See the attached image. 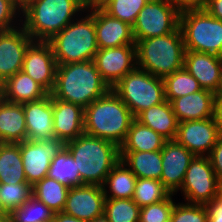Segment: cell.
<instances>
[{
  "label": "cell",
  "mask_w": 222,
  "mask_h": 222,
  "mask_svg": "<svg viewBox=\"0 0 222 222\" xmlns=\"http://www.w3.org/2000/svg\"><path fill=\"white\" fill-rule=\"evenodd\" d=\"M135 119L167 140L176 138L178 121L168 100L142 111Z\"/></svg>",
  "instance_id": "cell-24"
},
{
  "label": "cell",
  "mask_w": 222,
  "mask_h": 222,
  "mask_svg": "<svg viewBox=\"0 0 222 222\" xmlns=\"http://www.w3.org/2000/svg\"><path fill=\"white\" fill-rule=\"evenodd\" d=\"M165 98L171 102L175 98L202 90L199 82L183 67L164 79Z\"/></svg>",
  "instance_id": "cell-32"
},
{
  "label": "cell",
  "mask_w": 222,
  "mask_h": 222,
  "mask_svg": "<svg viewBox=\"0 0 222 222\" xmlns=\"http://www.w3.org/2000/svg\"><path fill=\"white\" fill-rule=\"evenodd\" d=\"M20 11L16 0H0V31L11 30L21 25Z\"/></svg>",
  "instance_id": "cell-40"
},
{
  "label": "cell",
  "mask_w": 222,
  "mask_h": 222,
  "mask_svg": "<svg viewBox=\"0 0 222 222\" xmlns=\"http://www.w3.org/2000/svg\"><path fill=\"white\" fill-rule=\"evenodd\" d=\"M4 100L3 83L0 82V103Z\"/></svg>",
  "instance_id": "cell-52"
},
{
  "label": "cell",
  "mask_w": 222,
  "mask_h": 222,
  "mask_svg": "<svg viewBox=\"0 0 222 222\" xmlns=\"http://www.w3.org/2000/svg\"><path fill=\"white\" fill-rule=\"evenodd\" d=\"M205 206L208 210V222H222V193Z\"/></svg>",
  "instance_id": "cell-42"
},
{
  "label": "cell",
  "mask_w": 222,
  "mask_h": 222,
  "mask_svg": "<svg viewBox=\"0 0 222 222\" xmlns=\"http://www.w3.org/2000/svg\"><path fill=\"white\" fill-rule=\"evenodd\" d=\"M94 25L99 49L135 44L132 26L110 16L102 8L94 9Z\"/></svg>",
  "instance_id": "cell-20"
},
{
  "label": "cell",
  "mask_w": 222,
  "mask_h": 222,
  "mask_svg": "<svg viewBox=\"0 0 222 222\" xmlns=\"http://www.w3.org/2000/svg\"><path fill=\"white\" fill-rule=\"evenodd\" d=\"M104 215L110 222H139L140 207L132 199L106 198Z\"/></svg>",
  "instance_id": "cell-35"
},
{
  "label": "cell",
  "mask_w": 222,
  "mask_h": 222,
  "mask_svg": "<svg viewBox=\"0 0 222 222\" xmlns=\"http://www.w3.org/2000/svg\"><path fill=\"white\" fill-rule=\"evenodd\" d=\"M164 222H173V219L171 217H169L166 221Z\"/></svg>",
  "instance_id": "cell-54"
},
{
  "label": "cell",
  "mask_w": 222,
  "mask_h": 222,
  "mask_svg": "<svg viewBox=\"0 0 222 222\" xmlns=\"http://www.w3.org/2000/svg\"><path fill=\"white\" fill-rule=\"evenodd\" d=\"M178 191L183 194L184 202L203 205L222 193V183L216 177L208 156L193 158Z\"/></svg>",
  "instance_id": "cell-10"
},
{
  "label": "cell",
  "mask_w": 222,
  "mask_h": 222,
  "mask_svg": "<svg viewBox=\"0 0 222 222\" xmlns=\"http://www.w3.org/2000/svg\"><path fill=\"white\" fill-rule=\"evenodd\" d=\"M57 63L48 41H33L25 52L22 71L48 93L55 86Z\"/></svg>",
  "instance_id": "cell-14"
},
{
  "label": "cell",
  "mask_w": 222,
  "mask_h": 222,
  "mask_svg": "<svg viewBox=\"0 0 222 222\" xmlns=\"http://www.w3.org/2000/svg\"><path fill=\"white\" fill-rule=\"evenodd\" d=\"M218 99L210 90L198 92L173 99L170 103L178 122L202 120L218 114Z\"/></svg>",
  "instance_id": "cell-18"
},
{
  "label": "cell",
  "mask_w": 222,
  "mask_h": 222,
  "mask_svg": "<svg viewBox=\"0 0 222 222\" xmlns=\"http://www.w3.org/2000/svg\"><path fill=\"white\" fill-rule=\"evenodd\" d=\"M53 129L55 138L64 143L84 134V108L53 98Z\"/></svg>",
  "instance_id": "cell-21"
},
{
  "label": "cell",
  "mask_w": 222,
  "mask_h": 222,
  "mask_svg": "<svg viewBox=\"0 0 222 222\" xmlns=\"http://www.w3.org/2000/svg\"><path fill=\"white\" fill-rule=\"evenodd\" d=\"M120 158L137 178L156 179L162 175L160 151H120Z\"/></svg>",
  "instance_id": "cell-26"
},
{
  "label": "cell",
  "mask_w": 222,
  "mask_h": 222,
  "mask_svg": "<svg viewBox=\"0 0 222 222\" xmlns=\"http://www.w3.org/2000/svg\"><path fill=\"white\" fill-rule=\"evenodd\" d=\"M203 8L214 18L222 21V0H206Z\"/></svg>",
  "instance_id": "cell-44"
},
{
  "label": "cell",
  "mask_w": 222,
  "mask_h": 222,
  "mask_svg": "<svg viewBox=\"0 0 222 222\" xmlns=\"http://www.w3.org/2000/svg\"><path fill=\"white\" fill-rule=\"evenodd\" d=\"M9 218V214L6 212V210L2 207V204L0 202V219H7Z\"/></svg>",
  "instance_id": "cell-48"
},
{
  "label": "cell",
  "mask_w": 222,
  "mask_h": 222,
  "mask_svg": "<svg viewBox=\"0 0 222 222\" xmlns=\"http://www.w3.org/2000/svg\"><path fill=\"white\" fill-rule=\"evenodd\" d=\"M52 222H89V221L78 219L61 211L58 213H54Z\"/></svg>",
  "instance_id": "cell-45"
},
{
  "label": "cell",
  "mask_w": 222,
  "mask_h": 222,
  "mask_svg": "<svg viewBox=\"0 0 222 222\" xmlns=\"http://www.w3.org/2000/svg\"><path fill=\"white\" fill-rule=\"evenodd\" d=\"M105 200L103 187L100 185L83 184L71 187L63 212L78 219L92 221L104 214Z\"/></svg>",
  "instance_id": "cell-16"
},
{
  "label": "cell",
  "mask_w": 222,
  "mask_h": 222,
  "mask_svg": "<svg viewBox=\"0 0 222 222\" xmlns=\"http://www.w3.org/2000/svg\"><path fill=\"white\" fill-rule=\"evenodd\" d=\"M31 196L32 186L29 183H0V202L8 214L20 208Z\"/></svg>",
  "instance_id": "cell-36"
},
{
  "label": "cell",
  "mask_w": 222,
  "mask_h": 222,
  "mask_svg": "<svg viewBox=\"0 0 222 222\" xmlns=\"http://www.w3.org/2000/svg\"><path fill=\"white\" fill-rule=\"evenodd\" d=\"M111 89L128 106L134 118L166 100L164 80L138 67Z\"/></svg>",
  "instance_id": "cell-8"
},
{
  "label": "cell",
  "mask_w": 222,
  "mask_h": 222,
  "mask_svg": "<svg viewBox=\"0 0 222 222\" xmlns=\"http://www.w3.org/2000/svg\"><path fill=\"white\" fill-rule=\"evenodd\" d=\"M208 158L216 177L222 183V135L218 138Z\"/></svg>",
  "instance_id": "cell-41"
},
{
  "label": "cell",
  "mask_w": 222,
  "mask_h": 222,
  "mask_svg": "<svg viewBox=\"0 0 222 222\" xmlns=\"http://www.w3.org/2000/svg\"><path fill=\"white\" fill-rule=\"evenodd\" d=\"M136 179L137 177L134 173L120 159L106 176L105 182L102 185L105 197L132 199Z\"/></svg>",
  "instance_id": "cell-28"
},
{
  "label": "cell",
  "mask_w": 222,
  "mask_h": 222,
  "mask_svg": "<svg viewBox=\"0 0 222 222\" xmlns=\"http://www.w3.org/2000/svg\"><path fill=\"white\" fill-rule=\"evenodd\" d=\"M47 176L69 188L81 185L76 161L65 146L52 159Z\"/></svg>",
  "instance_id": "cell-31"
},
{
  "label": "cell",
  "mask_w": 222,
  "mask_h": 222,
  "mask_svg": "<svg viewBox=\"0 0 222 222\" xmlns=\"http://www.w3.org/2000/svg\"><path fill=\"white\" fill-rule=\"evenodd\" d=\"M218 115L220 117L221 131H222V101L218 102Z\"/></svg>",
  "instance_id": "cell-51"
},
{
  "label": "cell",
  "mask_w": 222,
  "mask_h": 222,
  "mask_svg": "<svg viewBox=\"0 0 222 222\" xmlns=\"http://www.w3.org/2000/svg\"><path fill=\"white\" fill-rule=\"evenodd\" d=\"M84 10L102 8L108 0H81Z\"/></svg>",
  "instance_id": "cell-46"
},
{
  "label": "cell",
  "mask_w": 222,
  "mask_h": 222,
  "mask_svg": "<svg viewBox=\"0 0 222 222\" xmlns=\"http://www.w3.org/2000/svg\"><path fill=\"white\" fill-rule=\"evenodd\" d=\"M53 217L54 212L34 196L9 214L10 222H52Z\"/></svg>",
  "instance_id": "cell-34"
},
{
  "label": "cell",
  "mask_w": 222,
  "mask_h": 222,
  "mask_svg": "<svg viewBox=\"0 0 222 222\" xmlns=\"http://www.w3.org/2000/svg\"><path fill=\"white\" fill-rule=\"evenodd\" d=\"M89 222H110L108 220V218L103 214L99 217H96L95 219H93L92 221H89Z\"/></svg>",
  "instance_id": "cell-50"
},
{
  "label": "cell",
  "mask_w": 222,
  "mask_h": 222,
  "mask_svg": "<svg viewBox=\"0 0 222 222\" xmlns=\"http://www.w3.org/2000/svg\"><path fill=\"white\" fill-rule=\"evenodd\" d=\"M222 135L220 117L178 122L175 140L195 156H208Z\"/></svg>",
  "instance_id": "cell-11"
},
{
  "label": "cell",
  "mask_w": 222,
  "mask_h": 222,
  "mask_svg": "<svg viewBox=\"0 0 222 222\" xmlns=\"http://www.w3.org/2000/svg\"><path fill=\"white\" fill-rule=\"evenodd\" d=\"M170 194L165 200L140 208L139 222H164L170 216L175 204Z\"/></svg>",
  "instance_id": "cell-39"
},
{
  "label": "cell",
  "mask_w": 222,
  "mask_h": 222,
  "mask_svg": "<svg viewBox=\"0 0 222 222\" xmlns=\"http://www.w3.org/2000/svg\"><path fill=\"white\" fill-rule=\"evenodd\" d=\"M215 94H216L218 101H222V61H221V70H220L218 91Z\"/></svg>",
  "instance_id": "cell-47"
},
{
  "label": "cell",
  "mask_w": 222,
  "mask_h": 222,
  "mask_svg": "<svg viewBox=\"0 0 222 222\" xmlns=\"http://www.w3.org/2000/svg\"><path fill=\"white\" fill-rule=\"evenodd\" d=\"M180 12L169 0H149L132 26L134 41L175 32L179 28Z\"/></svg>",
  "instance_id": "cell-9"
},
{
  "label": "cell",
  "mask_w": 222,
  "mask_h": 222,
  "mask_svg": "<svg viewBox=\"0 0 222 222\" xmlns=\"http://www.w3.org/2000/svg\"><path fill=\"white\" fill-rule=\"evenodd\" d=\"M179 28L185 50L222 57V21L204 8L181 10Z\"/></svg>",
  "instance_id": "cell-7"
},
{
  "label": "cell",
  "mask_w": 222,
  "mask_h": 222,
  "mask_svg": "<svg viewBox=\"0 0 222 222\" xmlns=\"http://www.w3.org/2000/svg\"><path fill=\"white\" fill-rule=\"evenodd\" d=\"M4 99L9 102L24 104L45 97L48 92L23 71L3 83Z\"/></svg>",
  "instance_id": "cell-25"
},
{
  "label": "cell",
  "mask_w": 222,
  "mask_h": 222,
  "mask_svg": "<svg viewBox=\"0 0 222 222\" xmlns=\"http://www.w3.org/2000/svg\"><path fill=\"white\" fill-rule=\"evenodd\" d=\"M222 57L197 51H185L184 68L199 82L202 89L218 91Z\"/></svg>",
  "instance_id": "cell-22"
},
{
  "label": "cell",
  "mask_w": 222,
  "mask_h": 222,
  "mask_svg": "<svg viewBox=\"0 0 222 222\" xmlns=\"http://www.w3.org/2000/svg\"><path fill=\"white\" fill-rule=\"evenodd\" d=\"M19 8L22 10L27 4L32 2L33 0H16Z\"/></svg>",
  "instance_id": "cell-49"
},
{
  "label": "cell",
  "mask_w": 222,
  "mask_h": 222,
  "mask_svg": "<svg viewBox=\"0 0 222 222\" xmlns=\"http://www.w3.org/2000/svg\"><path fill=\"white\" fill-rule=\"evenodd\" d=\"M180 11L185 9L203 8L206 0H169Z\"/></svg>",
  "instance_id": "cell-43"
},
{
  "label": "cell",
  "mask_w": 222,
  "mask_h": 222,
  "mask_svg": "<svg viewBox=\"0 0 222 222\" xmlns=\"http://www.w3.org/2000/svg\"><path fill=\"white\" fill-rule=\"evenodd\" d=\"M149 0H108L102 9L110 16L133 26L140 10Z\"/></svg>",
  "instance_id": "cell-37"
},
{
  "label": "cell",
  "mask_w": 222,
  "mask_h": 222,
  "mask_svg": "<svg viewBox=\"0 0 222 222\" xmlns=\"http://www.w3.org/2000/svg\"><path fill=\"white\" fill-rule=\"evenodd\" d=\"M93 61L102 79L112 88L137 67L135 44L98 49Z\"/></svg>",
  "instance_id": "cell-13"
},
{
  "label": "cell",
  "mask_w": 222,
  "mask_h": 222,
  "mask_svg": "<svg viewBox=\"0 0 222 222\" xmlns=\"http://www.w3.org/2000/svg\"><path fill=\"white\" fill-rule=\"evenodd\" d=\"M0 183H27L20 143H0Z\"/></svg>",
  "instance_id": "cell-29"
},
{
  "label": "cell",
  "mask_w": 222,
  "mask_h": 222,
  "mask_svg": "<svg viewBox=\"0 0 222 222\" xmlns=\"http://www.w3.org/2000/svg\"><path fill=\"white\" fill-rule=\"evenodd\" d=\"M27 140L23 104L5 99L0 103V143H20Z\"/></svg>",
  "instance_id": "cell-23"
},
{
  "label": "cell",
  "mask_w": 222,
  "mask_h": 222,
  "mask_svg": "<svg viewBox=\"0 0 222 222\" xmlns=\"http://www.w3.org/2000/svg\"><path fill=\"white\" fill-rule=\"evenodd\" d=\"M0 222H10V219L7 218V219H0Z\"/></svg>",
  "instance_id": "cell-53"
},
{
  "label": "cell",
  "mask_w": 222,
  "mask_h": 222,
  "mask_svg": "<svg viewBox=\"0 0 222 222\" xmlns=\"http://www.w3.org/2000/svg\"><path fill=\"white\" fill-rule=\"evenodd\" d=\"M65 146L61 139L25 140L20 151L27 183L33 186L47 176L52 159Z\"/></svg>",
  "instance_id": "cell-12"
},
{
  "label": "cell",
  "mask_w": 222,
  "mask_h": 222,
  "mask_svg": "<svg viewBox=\"0 0 222 222\" xmlns=\"http://www.w3.org/2000/svg\"><path fill=\"white\" fill-rule=\"evenodd\" d=\"M33 41L22 25L0 31V82L22 71L25 52Z\"/></svg>",
  "instance_id": "cell-15"
},
{
  "label": "cell",
  "mask_w": 222,
  "mask_h": 222,
  "mask_svg": "<svg viewBox=\"0 0 222 222\" xmlns=\"http://www.w3.org/2000/svg\"><path fill=\"white\" fill-rule=\"evenodd\" d=\"M89 12V13H87ZM76 18L60 32L55 34L50 43L57 65L80 63L93 60L98 51L94 9Z\"/></svg>",
  "instance_id": "cell-6"
},
{
  "label": "cell",
  "mask_w": 222,
  "mask_h": 222,
  "mask_svg": "<svg viewBox=\"0 0 222 222\" xmlns=\"http://www.w3.org/2000/svg\"><path fill=\"white\" fill-rule=\"evenodd\" d=\"M27 140H49L55 138L53 129V98L45 97L23 104Z\"/></svg>",
  "instance_id": "cell-19"
},
{
  "label": "cell",
  "mask_w": 222,
  "mask_h": 222,
  "mask_svg": "<svg viewBox=\"0 0 222 222\" xmlns=\"http://www.w3.org/2000/svg\"><path fill=\"white\" fill-rule=\"evenodd\" d=\"M84 11L81 0H33L21 10V25L34 41H49Z\"/></svg>",
  "instance_id": "cell-2"
},
{
  "label": "cell",
  "mask_w": 222,
  "mask_h": 222,
  "mask_svg": "<svg viewBox=\"0 0 222 222\" xmlns=\"http://www.w3.org/2000/svg\"><path fill=\"white\" fill-rule=\"evenodd\" d=\"M161 156L162 175L160 181L171 194L176 195L195 155L176 140H167L161 150Z\"/></svg>",
  "instance_id": "cell-17"
},
{
  "label": "cell",
  "mask_w": 222,
  "mask_h": 222,
  "mask_svg": "<svg viewBox=\"0 0 222 222\" xmlns=\"http://www.w3.org/2000/svg\"><path fill=\"white\" fill-rule=\"evenodd\" d=\"M65 147L76 161L81 185L102 186L106 176L120 161V149L114 142L82 134L65 143Z\"/></svg>",
  "instance_id": "cell-3"
},
{
  "label": "cell",
  "mask_w": 222,
  "mask_h": 222,
  "mask_svg": "<svg viewBox=\"0 0 222 222\" xmlns=\"http://www.w3.org/2000/svg\"><path fill=\"white\" fill-rule=\"evenodd\" d=\"M134 119L128 106L111 89L84 108V133L120 147Z\"/></svg>",
  "instance_id": "cell-4"
},
{
  "label": "cell",
  "mask_w": 222,
  "mask_h": 222,
  "mask_svg": "<svg viewBox=\"0 0 222 222\" xmlns=\"http://www.w3.org/2000/svg\"><path fill=\"white\" fill-rule=\"evenodd\" d=\"M69 187L53 178L44 177L32 186V196L44 203L54 213L63 211Z\"/></svg>",
  "instance_id": "cell-30"
},
{
  "label": "cell",
  "mask_w": 222,
  "mask_h": 222,
  "mask_svg": "<svg viewBox=\"0 0 222 222\" xmlns=\"http://www.w3.org/2000/svg\"><path fill=\"white\" fill-rule=\"evenodd\" d=\"M111 88L102 79L93 60L57 65L52 98L86 108Z\"/></svg>",
  "instance_id": "cell-1"
},
{
  "label": "cell",
  "mask_w": 222,
  "mask_h": 222,
  "mask_svg": "<svg viewBox=\"0 0 222 222\" xmlns=\"http://www.w3.org/2000/svg\"><path fill=\"white\" fill-rule=\"evenodd\" d=\"M137 67L164 79L184 67L185 45L180 28L164 36L135 42Z\"/></svg>",
  "instance_id": "cell-5"
},
{
  "label": "cell",
  "mask_w": 222,
  "mask_h": 222,
  "mask_svg": "<svg viewBox=\"0 0 222 222\" xmlns=\"http://www.w3.org/2000/svg\"><path fill=\"white\" fill-rule=\"evenodd\" d=\"M171 193L156 179L137 178L132 200L142 208L165 200Z\"/></svg>",
  "instance_id": "cell-33"
},
{
  "label": "cell",
  "mask_w": 222,
  "mask_h": 222,
  "mask_svg": "<svg viewBox=\"0 0 222 222\" xmlns=\"http://www.w3.org/2000/svg\"><path fill=\"white\" fill-rule=\"evenodd\" d=\"M166 141L167 139L162 135L134 119L119 149L120 151H160Z\"/></svg>",
  "instance_id": "cell-27"
},
{
  "label": "cell",
  "mask_w": 222,
  "mask_h": 222,
  "mask_svg": "<svg viewBox=\"0 0 222 222\" xmlns=\"http://www.w3.org/2000/svg\"><path fill=\"white\" fill-rule=\"evenodd\" d=\"M170 217L173 222H208V210L203 204L175 202Z\"/></svg>",
  "instance_id": "cell-38"
}]
</instances>
